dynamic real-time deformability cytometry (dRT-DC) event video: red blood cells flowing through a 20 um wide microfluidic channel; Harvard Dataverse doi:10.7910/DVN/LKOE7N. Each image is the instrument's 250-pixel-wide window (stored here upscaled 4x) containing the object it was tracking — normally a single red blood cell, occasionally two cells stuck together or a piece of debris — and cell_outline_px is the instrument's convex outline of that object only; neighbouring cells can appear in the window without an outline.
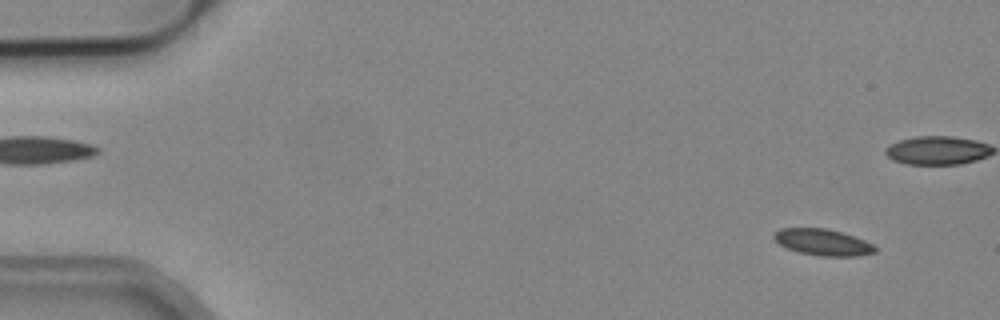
{"species": "common noctule bat (a hibernating species)", "species_latin": "Nyctalus noctula", "temperature_condition": "cold", "stored_images_in_passage": 6, "camera_frame_rate_fps": 3000, "um_per_image_px": 0.085, "animal": {"sex": "male", "body_mass_g": 19.2, "forearm_length_mm": 51.8}, "frame": {"image": 1, "passage_image": 2, "time_ms": 0.333, "image_size_px": [1000, 320], "cell_outline_px": [[876, 252], [860, 256], [820, 256], [800, 252], [788, 248], [780, 244], [772, 236], [780, 228], [828, 228], [864, 240], [872, 244], [876, 248]], "centroid_in_image_um": [69.95, 20.59], "position_along_channel_um": 15.0, "area_um2": 15.37}}
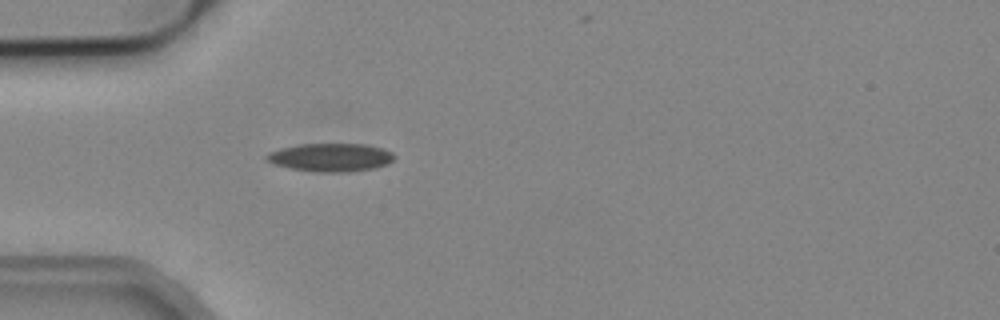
{"frame": {"image": 2, "passage_image": 6, "time_ms": 1.667, "image_size_px": [1000, 320], "cell_outline_px": [[396, 156], [388, 164], [372, 168], [348, 172], [320, 172], [292, 168], [272, 164], [264, 160], [264, 156], [268, 152], [280, 148], [300, 144], [364, 144], [384, 148], [392, 152]], "centroid_in_image_um": [28.08, 13.37], "position_along_channel_um": 56.9, "area_um2": 21.1}}